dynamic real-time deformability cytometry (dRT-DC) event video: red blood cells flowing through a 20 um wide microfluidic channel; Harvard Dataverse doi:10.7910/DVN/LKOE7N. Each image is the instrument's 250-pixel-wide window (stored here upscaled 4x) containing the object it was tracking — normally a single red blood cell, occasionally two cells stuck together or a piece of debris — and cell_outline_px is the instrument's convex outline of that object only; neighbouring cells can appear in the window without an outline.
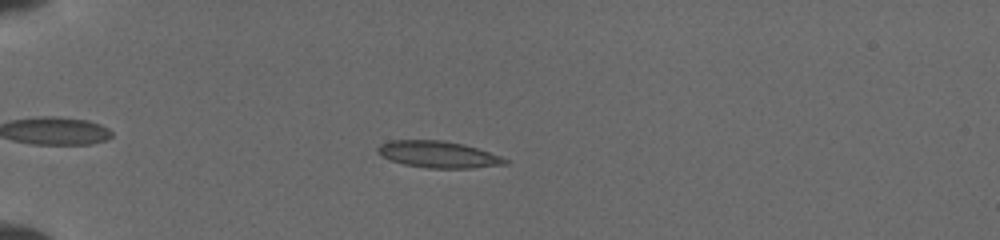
{"species": "common noctule bat (a hibernating species)", "species_latin": "Nyctalus noctula", "temperature_condition": "cold", "stored_images_in_passage": 17, "camera_frame_rate_fps": 3000, "um_per_image_px": 0.085, "animal": {"sex": "female", "body_mass_g": 19.5, "forearm_length_mm": 54.1}, "frame": {"image": 1, "passage_image": 12, "time_ms": 4.0, "image_size_px": [1000, 240], "cell_outline_px": [[508, 164], [468, 168], [428, 168], [404, 164], [388, 160], [380, 156], [376, 152], [376, 148], [380, 144], [392, 140], [444, 140], [464, 144], [500, 156], [508, 160]], "centroid_in_image_um": [37.19, 13.12], "position_along_channel_um": 47.8, "area_um2": 19.83}}
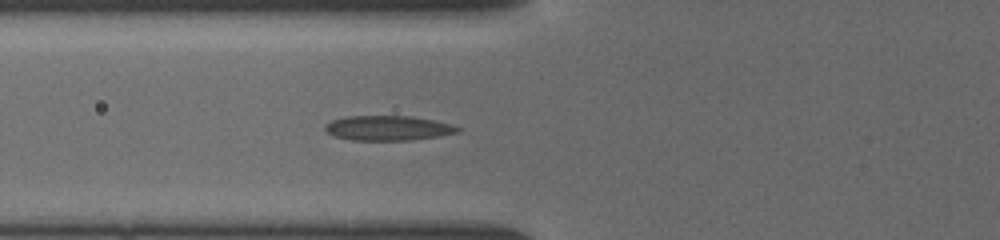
{"frame": {"image": 2, "passage_image": 17, "time_ms": 6.0, "image_size_px": [1000, 240], "cell_outline_px": [[460, 132], [440, 136], [412, 140], [352, 140], [332, 136], [324, 132], [324, 124], [332, 120], [348, 116], [412, 116], [452, 124], [460, 128]], "centroid_in_image_um": [32.95, 10.89], "position_along_channel_um": 92.9, "area_um2": 19.36}}